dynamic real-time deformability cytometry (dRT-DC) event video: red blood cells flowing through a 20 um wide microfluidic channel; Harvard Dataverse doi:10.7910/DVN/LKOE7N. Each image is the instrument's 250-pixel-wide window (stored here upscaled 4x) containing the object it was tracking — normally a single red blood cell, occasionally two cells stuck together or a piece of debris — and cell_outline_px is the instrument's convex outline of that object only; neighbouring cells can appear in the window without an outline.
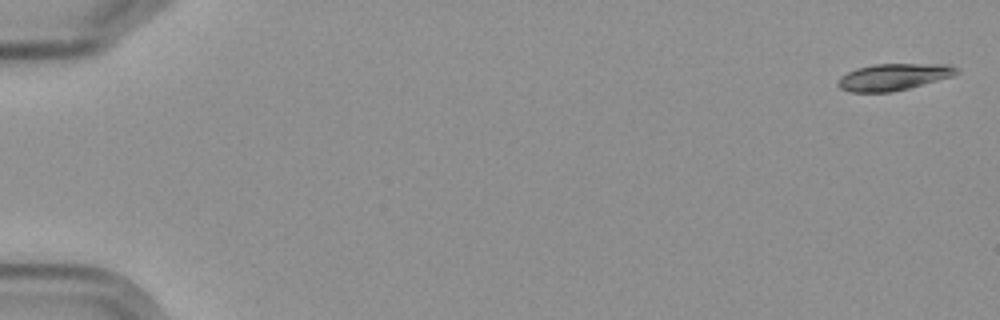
{"species": "Egyptian fruit bat (a non-hibernating species)", "species_latin": "Rousettus aegyptiacus", "temperature_condition": "cold", "stored_images_in_passage": 7, "camera_frame_rate_fps": 3000, "um_per_image_px": 0.085, "frame": {"image": 1, "passage_image": 1, "time_ms": 0.0, "image_size_px": [1000, 320], "cell_outline_px": [[960, 72], [952, 76], [908, 88], [892, 92], [852, 92], [840, 88], [836, 84], [840, 76], [856, 68], [876, 64], [948, 64], [956, 68]], "centroid_in_image_um": [75.92, 6.54], "position_along_channel_um": 9.1, "area_um2": 18.32}}
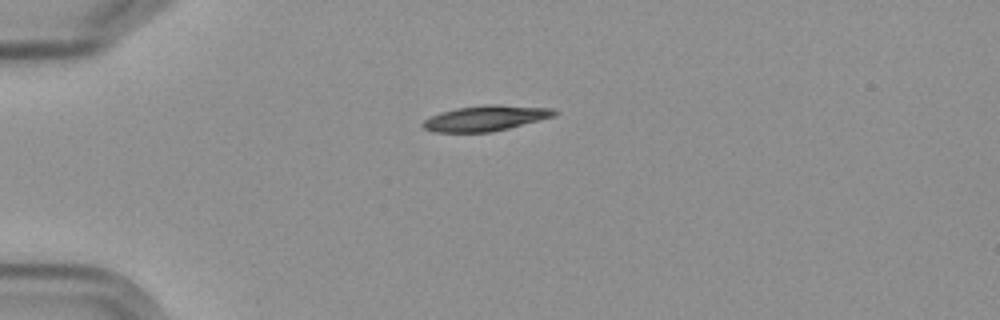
{"frame": {"image": 2, "passage_image": 5, "time_ms": 4.667, "image_size_px": [1000, 320], "cell_outline_px": [[556, 112], [552, 116], [508, 128], [492, 132], [436, 132], [424, 128], [420, 124], [424, 120], [440, 112], [456, 108], [484, 104], [496, 104], [552, 108]], "centroid_in_image_um": [41.21, 10.04], "position_along_channel_um": 43.8, "area_um2": 19.25}}
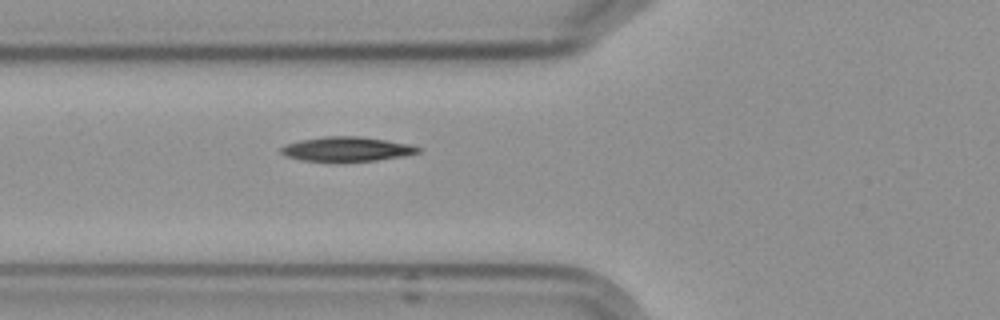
{"frame": {"image": 3, "passage_image": 7, "time_ms": 7.0, "image_size_px": [1000, 320], "cell_outline_px": [[420, 152], [404, 156], [376, 160], [300, 160], [284, 156], [280, 152], [280, 148], [288, 144], [300, 140], [324, 136], [360, 136], [412, 144], [420, 148]], "centroid_in_image_um": [29.49, 12.65], "position_along_channel_um": 96.3, "area_um2": 19.25}}